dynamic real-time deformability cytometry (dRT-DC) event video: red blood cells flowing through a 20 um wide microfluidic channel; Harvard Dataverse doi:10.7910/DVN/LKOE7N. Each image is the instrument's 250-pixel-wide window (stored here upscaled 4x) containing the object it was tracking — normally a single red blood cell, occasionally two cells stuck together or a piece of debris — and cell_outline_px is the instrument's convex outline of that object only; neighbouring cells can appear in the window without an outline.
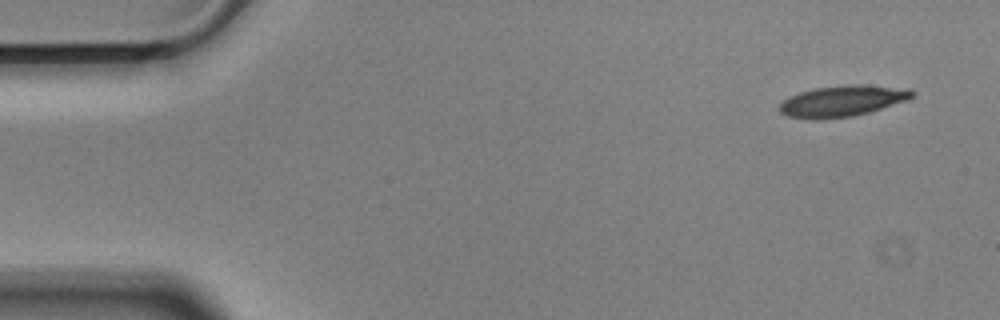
{"species": "Egyptian fruit bat (a non-hibernating species)", "species_latin": "Rousettus aegyptiacus", "temperature_condition": "cold", "stored_images_in_passage": 54, "camera_frame_rate_fps": 3000, "um_per_image_px": 0.085, "animal": {"sex": "male"}, "frame": {"image": 1, "passage_image": 1, "time_ms": 0.0, "image_size_px": [1000, 320], "cell_outline_px": [[916, 92], [908, 100], [868, 112], [852, 116], [816, 120], [812, 120], [788, 116], [780, 112], [780, 104], [784, 100], [800, 92], [816, 88], [852, 84], [860, 84], [912, 88]], "centroid_in_image_um": [71.65, 8.58], "position_along_channel_um": 13.4, "area_um2": 23.99}}
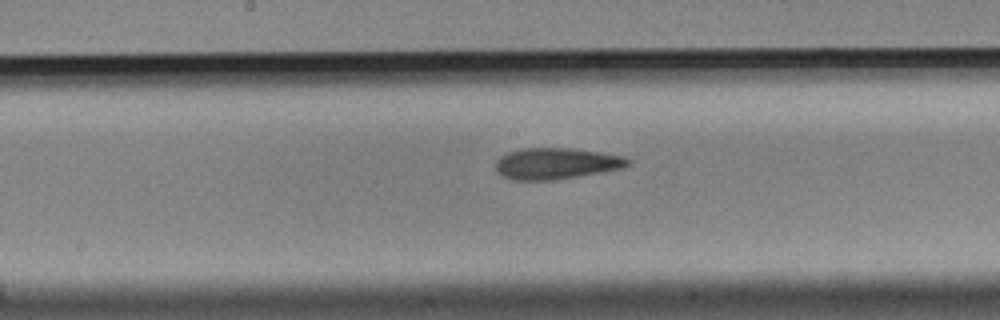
{"frame": {"image": 2, "passage_image": 26, "time_ms": 8.333, "image_size_px": [1000, 320], "cell_outline_px": [[632, 164], [624, 168], [556, 180], [512, 180], [496, 172], [496, 160], [500, 156], [508, 152], [524, 148], [572, 148], [600, 152], [624, 156], [632, 160]], "centroid_in_image_um": [47.31, 13.9], "position_along_channel_um": 200.9, "area_um2": 24.33}}
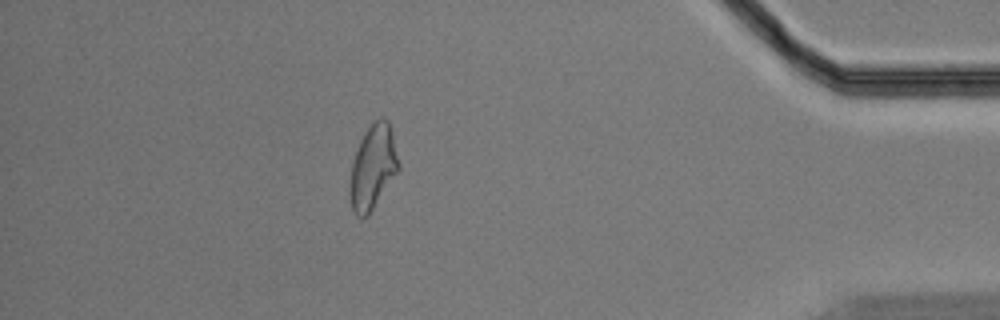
{"frame": {"image": 3, "passage_image": 47, "time_ms": 15.333, "image_size_px": [1000, 320], "cell_outline_px": [[400, 168], [368, 216], [356, 216], [352, 208], [352, 164], [360, 140], [368, 128], [380, 116], [388, 120], [392, 132], [400, 164]], "centroid_in_image_um": [31.75, 14.17], "position_along_channel_um": 403.5, "area_um2": 23.12}, "authors_computed_cell_mechanics": {"area_um2": 24.0448, "velocity_mm_per_s": 3.539, "shape_relaxation_time_tau1_ms": 5.6854, "shape_relaxation_time_tau2_ms": 3.3493, "deformation_change_tau1": 0.1639, "deformation_change_tau2": 0.1156}}